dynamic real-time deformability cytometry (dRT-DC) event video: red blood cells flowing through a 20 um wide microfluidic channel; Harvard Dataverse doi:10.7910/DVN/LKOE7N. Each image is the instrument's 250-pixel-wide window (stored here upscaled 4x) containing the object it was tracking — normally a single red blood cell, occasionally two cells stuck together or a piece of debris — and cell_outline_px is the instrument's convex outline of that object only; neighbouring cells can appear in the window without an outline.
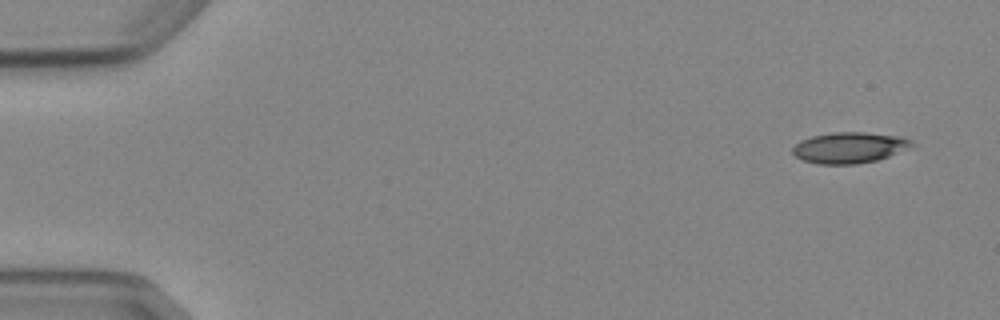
{"species": "Egyptian fruit bat (a non-hibernating species)", "species_latin": "Rousettus aegyptiacus", "temperature_condition": "cold", "stored_images_in_passage": 4, "camera_frame_rate_fps": 3000, "um_per_image_px": 0.085, "animal": {"sex": "female"}, "frame": {"image": 1, "passage_image": 1, "time_ms": 0.0, "image_size_px": [1000, 320], "cell_outline_px": [[912, 144], [888, 156], [876, 160], [856, 164], [820, 164], [804, 160], [796, 156], [792, 152], [792, 148], [800, 140], [812, 136], [832, 132], [864, 132], [900, 136], [912, 140]], "centroid_in_image_um": [72.13, 12.54], "position_along_channel_um": 12.9, "area_um2": 21.1}}